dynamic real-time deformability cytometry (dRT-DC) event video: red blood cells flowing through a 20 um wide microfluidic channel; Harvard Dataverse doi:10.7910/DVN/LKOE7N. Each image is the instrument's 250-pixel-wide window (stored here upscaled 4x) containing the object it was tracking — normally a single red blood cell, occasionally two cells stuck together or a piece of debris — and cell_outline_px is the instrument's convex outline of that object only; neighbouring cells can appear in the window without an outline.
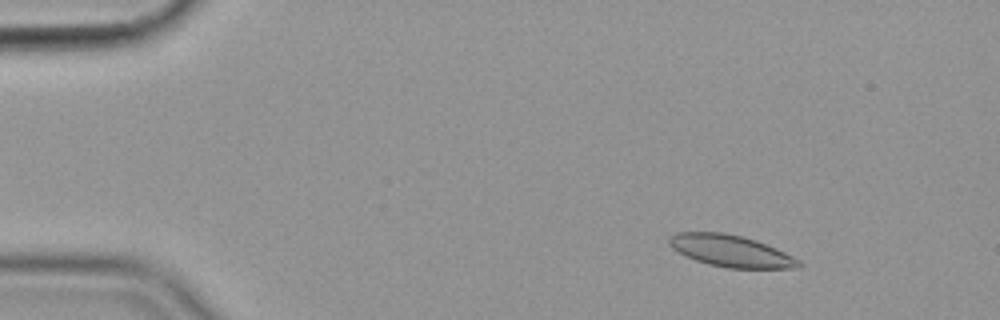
{"species": "common noctule bat (a hibernating species)", "species_latin": "Nyctalus noctula", "temperature_condition": "cold", "stored_images_in_passage": 57, "camera_frame_rate_fps": 3000, "um_per_image_px": 0.085, "animal": {"sex": "female", "body_mass_g": 19.9}, "frame": {"image": 1, "passage_image": 8, "time_ms": 2.333, "image_size_px": [1000, 320], "cell_outline_px": [[804, 264], [800, 268], [728, 268], [708, 264], [684, 256], [672, 248], [668, 244], [668, 236], [676, 232], [724, 232], [756, 240], [776, 248], [800, 260]], "centroid_in_image_um": [62.1, 21.33], "position_along_channel_um": 22.9, "area_um2": 24.16}}
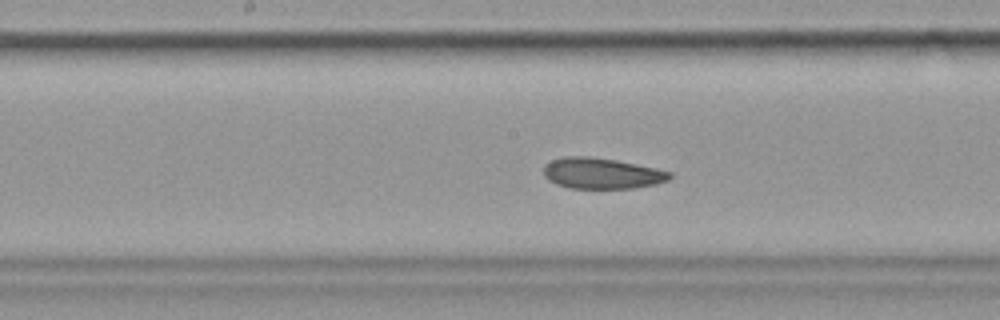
{"frame": {"image": 2, "passage_image": 30, "time_ms": 9.667, "image_size_px": [1000, 320], "cell_outline_px": [[672, 176], [668, 180], [656, 184], [632, 188], [568, 188], [556, 184], [548, 180], [544, 176], [544, 164], [552, 160], [568, 156], [588, 156], [616, 160], [656, 168], [672, 172]], "centroid_in_image_um": [51.14, 14.73], "position_along_channel_um": 197.1, "area_um2": 22.72}}
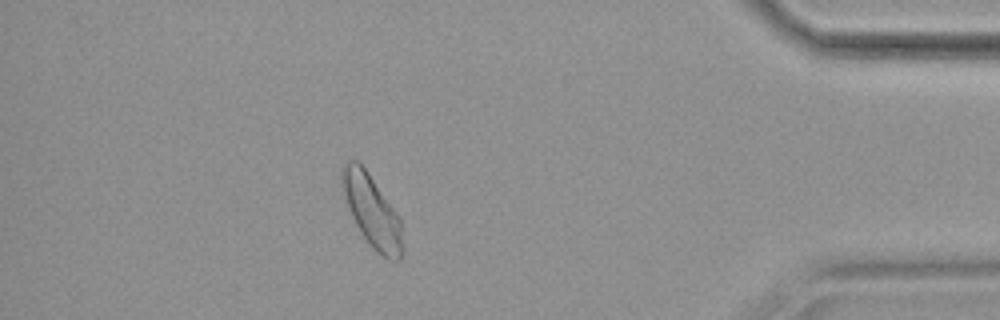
{"frame": {"image": 3, "passage_image": 51, "time_ms": 16.667, "image_size_px": [1000, 320], "cell_outline_px": [[404, 252], [400, 260], [388, 260], [380, 256], [372, 248], [356, 224], [344, 204], [340, 184], [340, 168], [344, 160], [356, 160], [368, 172], [396, 212], [400, 220]], "centroid_in_image_um": [31.56, 17.93], "position_along_channel_um": 403.6, "area_um2": 25.95}, "authors_computed_cell_mechanics": {"area_um2": 24.276, "velocity_mm_per_s": 3.5384, "shape_relaxation_time_tau1_ms": 9.618, "shape_relaxation_time_tau2_ms": 3.8555, "deformation_change_tau1": 0.1321, "deformation_change_tau2": 0.0975}}